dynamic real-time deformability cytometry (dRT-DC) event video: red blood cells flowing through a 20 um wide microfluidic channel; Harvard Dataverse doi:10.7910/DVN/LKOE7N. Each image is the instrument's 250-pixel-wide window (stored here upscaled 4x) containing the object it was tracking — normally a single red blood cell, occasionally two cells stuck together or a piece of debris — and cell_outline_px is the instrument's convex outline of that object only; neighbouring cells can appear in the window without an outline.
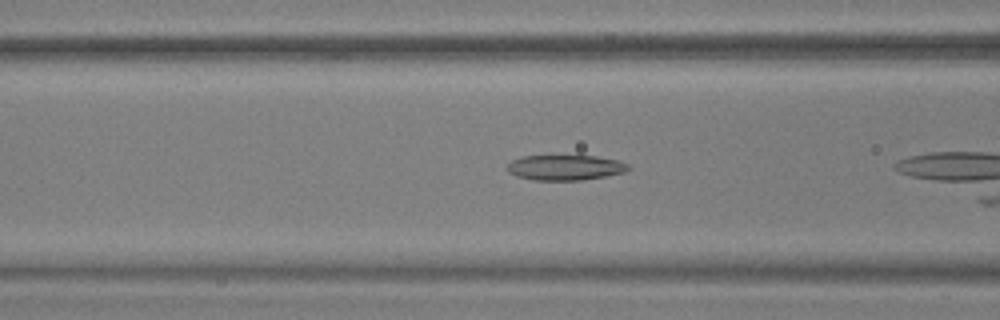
{"species": "common noctule bat (a hibernating species)", "species_latin": "Nyctalus noctula", "temperature_condition": "warm", "stored_images_in_passage": 7, "camera_frame_rate_fps": 3000, "um_per_image_px": 0.085, "animal": {"sex": "male", "body_mass_g": 17.9, "forearm_length_mm": 54.2}, "frame": {"image": 1, "passage_image": 6, "time_ms": 1.667, "image_size_px": [1000, 320], "cell_outline_px": [[632, 168], [624, 172], [604, 176], [580, 180], [536, 180], [516, 176], [508, 172], [508, 164], [512, 160], [520, 156], [596, 156], [616, 160], [628, 164]], "centroid_in_image_um": [48.03, 14.24], "position_along_channel_um": 118.6, "area_um2": 17.69}}